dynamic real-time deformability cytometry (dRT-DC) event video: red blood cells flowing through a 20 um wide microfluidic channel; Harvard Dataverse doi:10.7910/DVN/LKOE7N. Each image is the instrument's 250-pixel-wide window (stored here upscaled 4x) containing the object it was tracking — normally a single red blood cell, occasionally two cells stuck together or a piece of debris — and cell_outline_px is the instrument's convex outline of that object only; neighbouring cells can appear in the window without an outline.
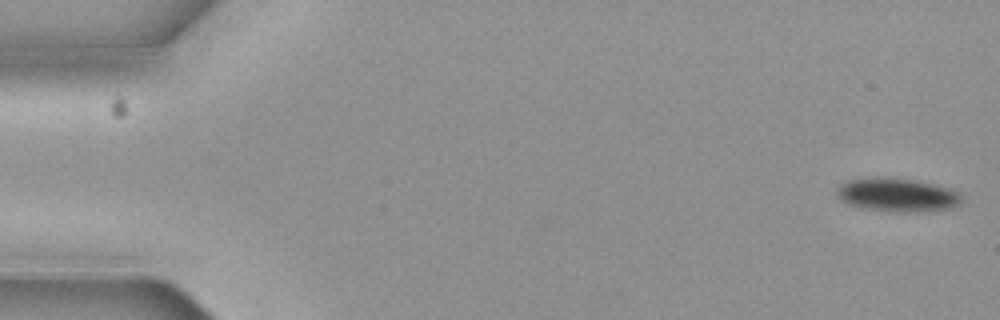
{"species": "common noctule bat (a hibernating species)", "species_latin": "Nyctalus noctula", "temperature_condition": "cold", "stored_images_in_passage": 6, "camera_frame_rate_fps": 3000, "um_per_image_px": 0.085, "animal": {"sex": "female", "body_mass_g": 19.3, "forearm_length_mm": 54.1}, "frame": {"image": 1, "passage_image": 1, "time_ms": 0.0, "image_size_px": [1000, 320], "cell_outline_px": [[960, 204], [952, 208], [928, 212], [884, 212], [860, 208], [848, 204], [840, 200], [836, 192], [836, 188], [840, 184], [848, 180], [876, 176], [916, 180], [944, 188], [956, 192], [960, 196]], "centroid_in_image_um": [76.18, 16.59], "position_along_channel_um": 8.8, "area_um2": 24.68}}
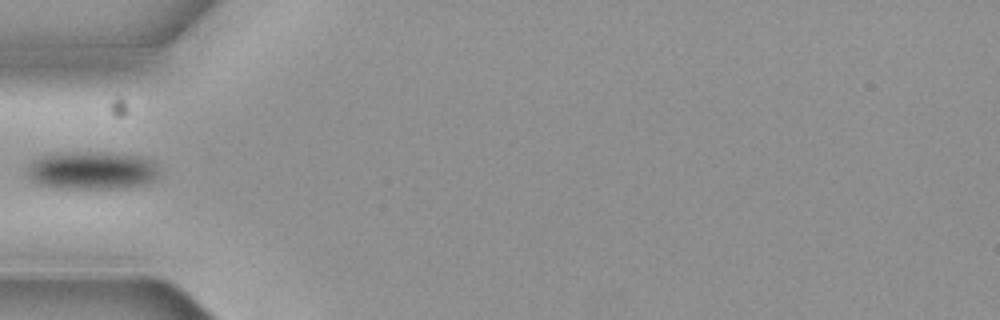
{"frame": {"image": 2, "passage_image": 5, "time_ms": 1.333, "image_size_px": [1000, 320], "cell_outline_px": [[160, 176], [156, 180], [144, 184], [124, 188], [56, 188], [36, 184], [28, 180], [28, 168], [36, 160], [44, 156], [56, 152], [104, 152], [140, 156], [152, 160], [160, 172]], "centroid_in_image_um": [7.85, 14.49], "position_along_channel_um": 77.2, "area_um2": 29.54}}
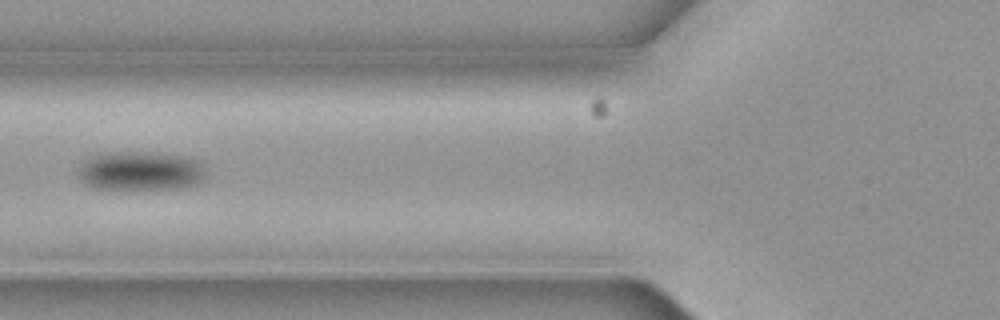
{"frame": {"image": 3, "passage_image": 6, "time_ms": 1.667, "image_size_px": [1000, 320], "cell_outline_px": [[204, 176], [196, 184], [184, 188], [92, 188], [84, 184], [80, 180], [76, 168], [80, 160], [88, 156], [100, 152], [152, 152], [192, 156], [200, 164], [204, 172]], "centroid_in_image_um": [11.83, 14.49], "position_along_channel_um": 114.0, "area_um2": 29.59}}